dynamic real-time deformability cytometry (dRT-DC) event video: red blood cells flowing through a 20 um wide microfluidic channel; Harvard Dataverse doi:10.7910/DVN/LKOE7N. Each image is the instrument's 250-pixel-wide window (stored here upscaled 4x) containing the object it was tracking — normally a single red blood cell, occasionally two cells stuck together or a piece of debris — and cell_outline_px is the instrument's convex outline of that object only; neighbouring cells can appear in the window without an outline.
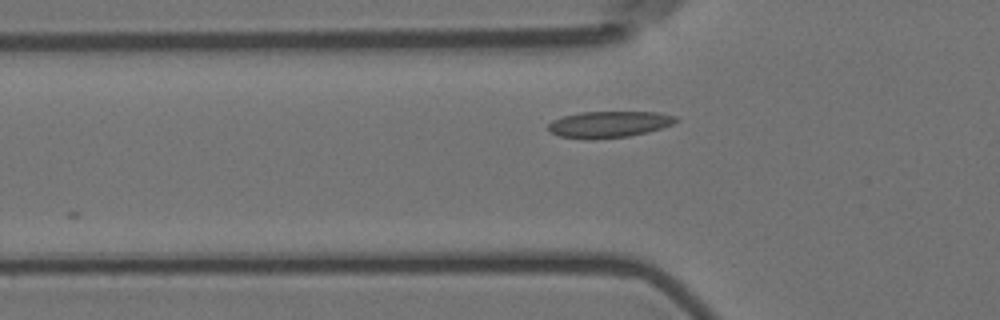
{"species": "Egyptian fruit bat (a non-hibernating species)", "species_latin": "Rousettus aegyptiacus", "temperature_condition": "room temperature", "stored_images_in_passage": 3, "camera_frame_rate_fps": 3000, "um_per_image_px": 0.085, "animal": {"sex": "female"}, "frame": {"image": 1, "passage_image": 3, "time_ms": 0.667, "image_size_px": [1000, 320], "cell_outline_px": [[676, 120], [672, 124], [648, 132], [628, 136], [592, 140], [560, 136], [552, 132], [548, 128], [548, 124], [552, 120], [564, 116], [580, 112], [656, 112], [676, 116]], "centroid_in_image_um": [51.74, 10.57], "position_along_channel_um": 74.1, "area_um2": 19.48}}